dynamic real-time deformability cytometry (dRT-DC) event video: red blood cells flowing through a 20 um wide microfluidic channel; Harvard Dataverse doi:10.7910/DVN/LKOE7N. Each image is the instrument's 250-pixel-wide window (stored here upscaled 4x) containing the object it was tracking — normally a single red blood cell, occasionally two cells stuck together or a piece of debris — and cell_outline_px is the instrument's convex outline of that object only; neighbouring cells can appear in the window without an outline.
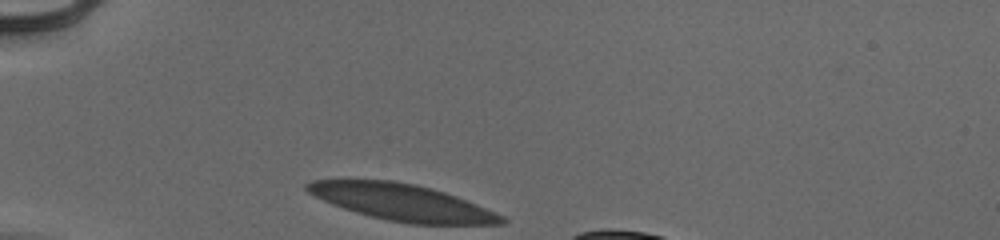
{"species": "human", "species_latin": "Homo sapiens", "temperature_condition": "cold", "stored_images_in_passage": 30, "camera_frame_rate_fps": 3000, "um_per_image_px": 0.085, "donor": {"sex": "male"}, "frame": {"image": 1, "passage_image": 1, "time_ms": 0.0, "image_size_px": [1000, 240], "cell_outline_px": [[508, 220], [504, 224], [408, 224], [388, 220], [356, 212], [332, 204], [308, 192], [304, 188], [304, 184], [312, 180], [392, 180], [416, 184], [432, 188], [456, 196], [496, 212], [504, 216]], "centroid_in_image_um": [34.2, 17.2], "position_along_channel_um": 50.8, "area_um2": 41.15}}
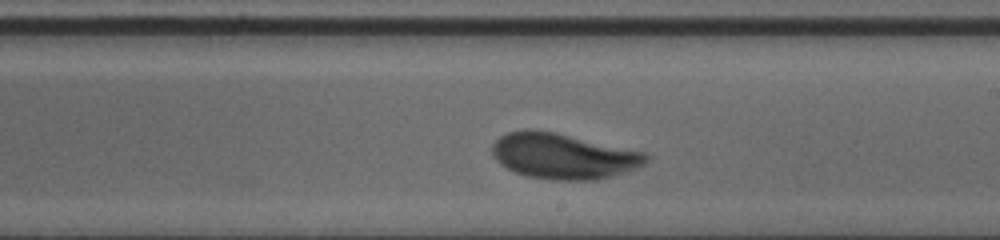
{"frame": {"image": 2, "passage_image": 18, "time_ms": 5.667, "image_size_px": [1000, 240], "cell_outline_px": [[648, 160], [644, 164], [636, 168], [612, 176], [596, 180], [552, 180], [528, 176], [516, 172], [500, 164], [492, 156], [492, 144], [500, 136], [508, 132], [528, 128], [532, 128], [556, 132], [644, 152], [648, 156]], "centroid_in_image_um": [47.84, 13.26], "position_along_channel_um": 241.2, "area_um2": 40.92}}
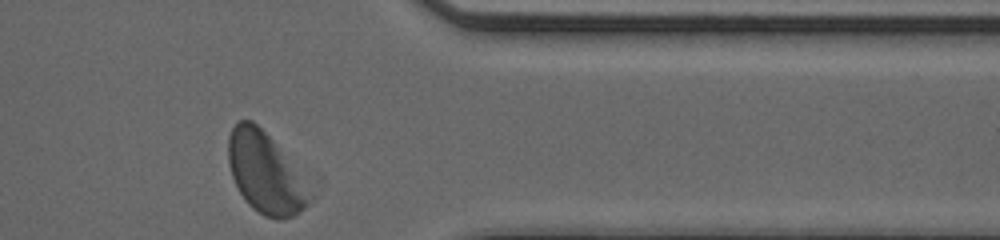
{"frame": {"image": 3, "passage_image": 30, "time_ms": 9.667, "image_size_px": [1000, 240], "cell_outline_px": [[312, 200], [304, 208], [292, 216], [284, 220], [276, 220], [264, 216], [252, 208], [244, 200], [232, 176], [228, 160], [228, 136], [232, 128], [240, 120], [252, 120], [268, 136], [312, 196]], "centroid_in_image_um": [22.46, 14.75], "position_along_channel_um": 388.9, "area_um2": 36.76}, "authors_computed_cell_mechanics": {"area_um2": 40.9513, "velocity_mm_per_s": 3.8634, "shape_relaxation_time_tau1_ms": 4.3412, "shape_relaxation_time_tau2_ms": null, "deformation_change_tau1": 0.2039, "deformation_change_tau2": null}}